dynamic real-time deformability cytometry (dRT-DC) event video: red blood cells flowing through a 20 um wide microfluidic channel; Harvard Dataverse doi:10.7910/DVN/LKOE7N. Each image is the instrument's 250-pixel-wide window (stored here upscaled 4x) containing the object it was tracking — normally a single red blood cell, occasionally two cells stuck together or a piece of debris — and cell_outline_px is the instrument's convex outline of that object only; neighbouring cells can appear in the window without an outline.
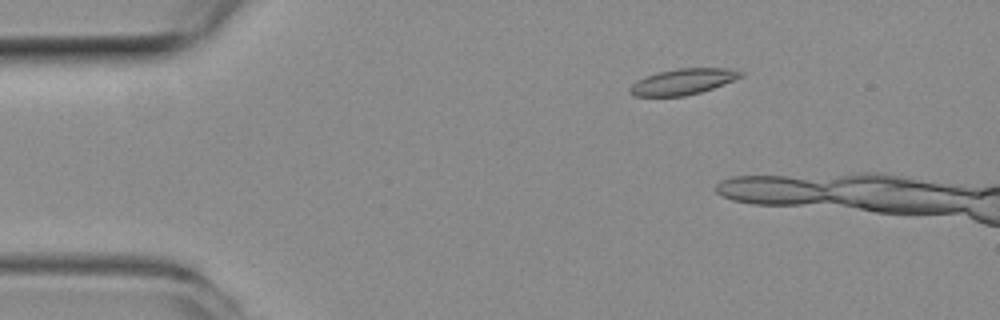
{"species": "common noctule bat (a hibernating species)", "species_latin": "Nyctalus noctula", "temperature_condition": "room temperature", "stored_images_in_passage": 8, "camera_frame_rate_fps": 3000, "um_per_image_px": 0.085, "animal": {"sex": "female", "body_mass_g": 19.3, "forearm_length_mm": 54.1}, "frame": {"image": 1, "passage_image": 3, "time_ms": 0.667, "image_size_px": [1000, 320], "cell_outline_px": [[744, 76], [712, 88], [700, 92], [684, 96], [636, 96], [628, 92], [628, 88], [636, 80], [656, 72], [676, 68], [728, 68], [744, 72]], "centroid_in_image_um": [58.02, 6.93], "position_along_channel_um": 27.0, "area_um2": 16.76}}